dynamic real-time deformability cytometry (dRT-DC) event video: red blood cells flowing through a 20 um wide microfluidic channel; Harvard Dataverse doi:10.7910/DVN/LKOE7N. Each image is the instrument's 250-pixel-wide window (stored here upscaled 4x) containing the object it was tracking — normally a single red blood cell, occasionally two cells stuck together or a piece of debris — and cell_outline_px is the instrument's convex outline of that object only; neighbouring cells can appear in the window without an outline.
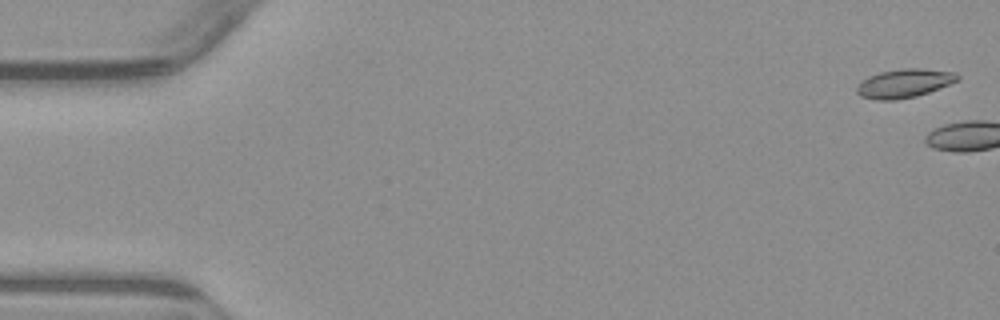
{"species": "common noctule bat (a hibernating species)", "species_latin": "Nyctalus noctula", "temperature_condition": "warm", "stored_images_in_passage": 2, "camera_frame_rate_fps": 3000, "um_per_image_px": 0.085, "animal": {"sex": "male", "body_mass_g": 23.1, "forearm_length_mm": 52.7}, "frame": {"image": 1, "passage_image": 1, "time_ms": 0.0, "image_size_px": [1000, 320], "cell_outline_px": [[960, 80], [928, 92], [916, 96], [896, 100], [876, 100], [860, 96], [856, 92], [856, 88], [860, 80], [868, 76], [880, 72], [900, 68], [920, 68], [956, 72], [960, 76]], "centroid_in_image_um": [76.84, 7.07], "position_along_channel_um": 8.2, "area_um2": 17.05}}